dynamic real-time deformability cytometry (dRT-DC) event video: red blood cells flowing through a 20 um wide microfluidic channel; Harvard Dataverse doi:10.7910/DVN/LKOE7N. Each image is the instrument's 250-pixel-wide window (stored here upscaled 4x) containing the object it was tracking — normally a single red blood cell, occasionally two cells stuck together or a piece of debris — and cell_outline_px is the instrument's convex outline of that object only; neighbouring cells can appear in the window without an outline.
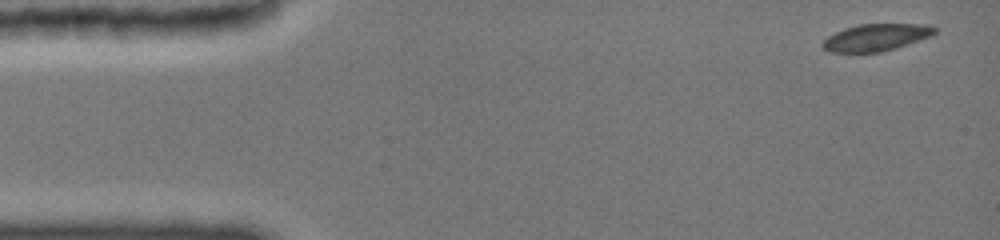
{"species": "common noctule bat (a hibernating species)", "species_latin": "Nyctalus noctula", "temperature_condition": "cold", "stored_images_in_passage": 26, "camera_frame_rate_fps": 3000, "um_per_image_px": 0.085, "animal": {"sex": "female", "body_mass_g": 19.0, "forearm_length_mm": 51.5}, "frame": {"image": 1, "passage_image": 1, "time_ms": 0.0, "image_size_px": [1000, 240], "cell_outline_px": [[936, 32], [932, 36], [896, 48], [880, 52], [828, 52], [820, 44], [828, 36], [844, 28], [860, 24], [932, 24], [936, 28]], "centroid_in_image_um": [74.49, 3.17], "position_along_channel_um": 10.5, "area_um2": 17.74}}
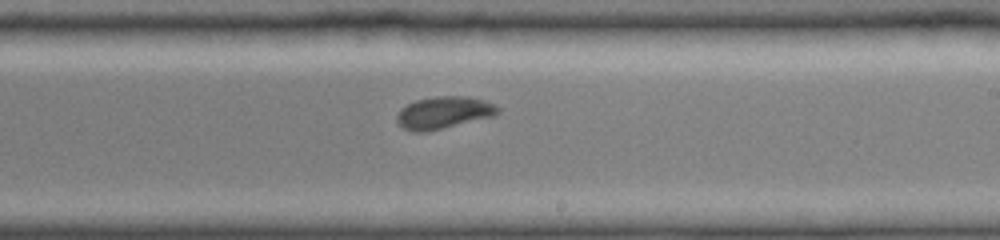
{"frame": {"image": 2, "passage_image": 11, "time_ms": 9.0, "image_size_px": [1000, 240], "cell_outline_px": [[500, 112], [496, 116], [424, 132], [416, 132], [404, 128], [396, 120], [396, 116], [400, 108], [416, 100], [436, 96], [468, 96], [484, 100], [496, 104], [500, 108]], "centroid_in_image_um": [37.76, 9.56], "position_along_channel_um": 251.2, "area_um2": 19.02}}
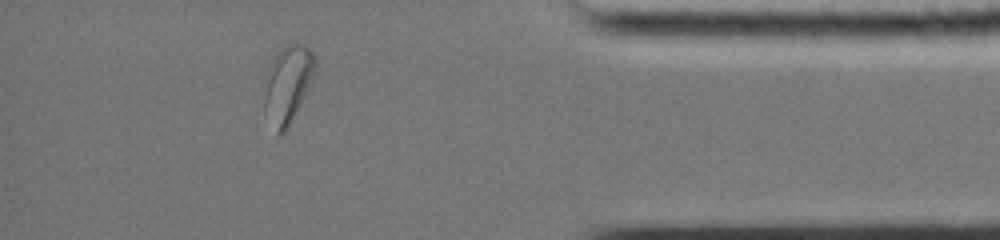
{"frame": {"image": 3, "passage_image": 23, "time_ms": 13.667, "image_size_px": [1000, 240], "cell_outline_px": [[316, 72], [312, 84], [284, 132], [280, 136], [276, 136], [264, 116], [264, 96], [268, 68], [272, 60], [280, 48], [288, 44], [304, 44], [312, 48], [316, 56]], "centroid_in_image_um": [24.47, 7.17], "position_along_channel_um": 410.7, "area_um2": 23.58}, "authors_computed_cell_mechanics": {"area_um2": 19.1318, "velocity_mm_per_s": 3.8873, "shape_relaxation_time_tau1_ms": 3.6852, "shape_relaxation_time_tau2_ms": null, "deformation_change_tau1": 0.1125, "deformation_change_tau2": null}}